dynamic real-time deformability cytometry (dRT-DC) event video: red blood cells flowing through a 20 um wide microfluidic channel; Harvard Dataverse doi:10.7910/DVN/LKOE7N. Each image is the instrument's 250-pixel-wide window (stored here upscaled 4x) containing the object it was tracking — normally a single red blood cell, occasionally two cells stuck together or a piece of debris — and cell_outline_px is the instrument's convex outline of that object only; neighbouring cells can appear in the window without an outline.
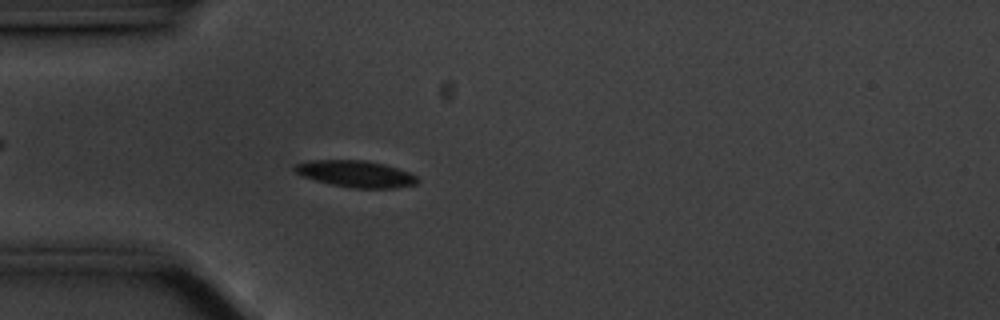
{"species": "common noctule bat (a hibernating species)", "species_latin": "Nyctalus noctula", "temperature_condition": "cold", "stored_images_in_passage": 48, "camera_frame_rate_fps": 3000, "um_per_image_px": 0.085, "animal": {"sex": "male", "body_mass_g": 20.1, "forearm_length_mm": 53.5}, "frame": {"image": 1, "passage_image": 7, "time_ms": 2.0, "image_size_px": [1000, 320], "cell_outline_px": [[420, 180], [416, 184], [392, 188], [352, 188], [332, 184], [316, 180], [304, 176], [296, 172], [292, 168], [296, 164], [308, 160], [364, 160], [384, 164], [408, 172], [416, 176]], "centroid_in_image_um": [30.24, 14.77], "position_along_channel_um": 54.8, "area_um2": 18.84}}
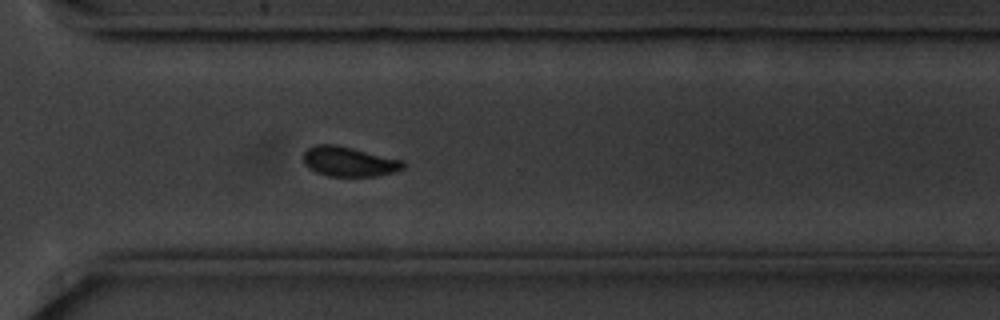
{"frame": {"image": 2, "passage_image": 32, "time_ms": 10.333, "image_size_px": [1000, 320], "cell_outline_px": [[404, 168], [392, 172], [376, 176], [328, 176], [316, 172], [308, 168], [304, 164], [304, 152], [308, 148], [316, 144], [332, 144], [352, 148], [404, 160]], "centroid_in_image_um": [29.65, 13.73], "position_along_channel_um": 341.0, "area_um2": 17.22}}
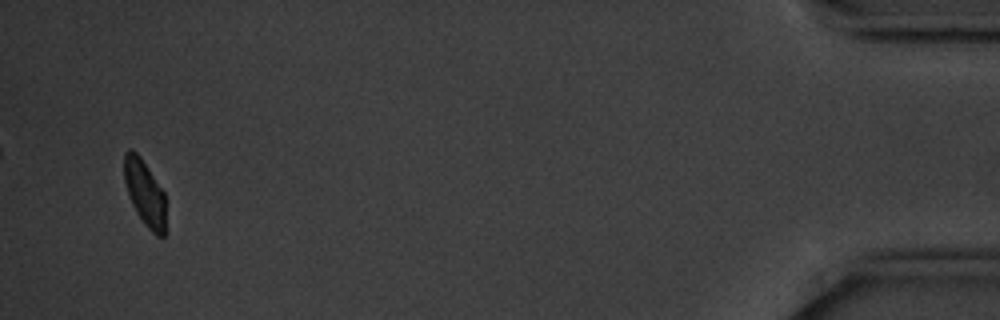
{"frame": {"image": 3, "passage_image": 46, "time_ms": 15.0, "image_size_px": [1000, 320], "cell_outline_px": [[168, 232], [164, 236], [156, 236], [144, 224], [136, 212], [128, 196], [124, 180], [124, 152], [128, 148], [132, 148], [140, 156], [164, 192]], "centroid_in_image_um": [12.33, 16.45], "position_along_channel_um": 422.9, "area_um2": 16.47}, "authors_computed_cell_mechanics": {"area_um2": 18.3515, "velocity_mm_per_s": 3.4979, "shape_relaxation_time_tau1_ms": 2.9233, "shape_relaxation_time_tau2_ms": null, "deformation_change_tau1": 0.0923, "deformation_change_tau2": null}}